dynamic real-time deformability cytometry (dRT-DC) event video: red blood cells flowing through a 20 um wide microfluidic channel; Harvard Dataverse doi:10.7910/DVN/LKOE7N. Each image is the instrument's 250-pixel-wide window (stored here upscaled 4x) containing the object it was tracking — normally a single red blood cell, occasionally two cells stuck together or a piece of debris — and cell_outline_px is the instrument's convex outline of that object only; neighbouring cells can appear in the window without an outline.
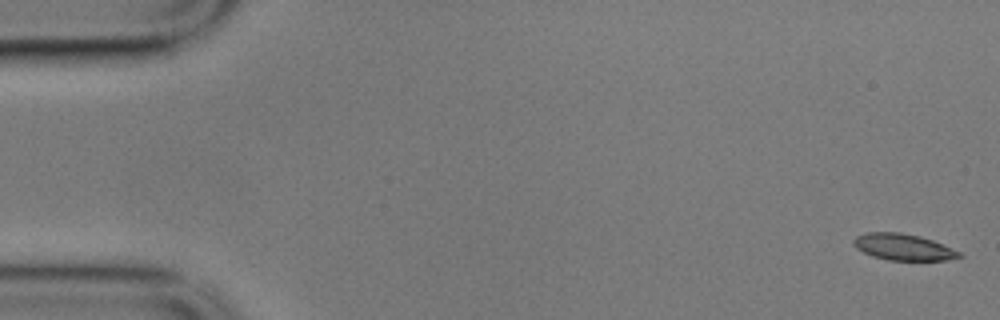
{"species": "common noctule bat (a hibernating species)", "species_latin": "Nyctalus noctula", "temperature_condition": "cold", "stored_images_in_passage": 7, "camera_frame_rate_fps": 3000, "um_per_image_px": 0.085, "animal": {"sex": "male", "body_mass_g": 17.9}, "frame": {"image": 1, "passage_image": 1, "time_ms": 0.0, "image_size_px": [1000, 320], "cell_outline_px": [[964, 256], [948, 260], [888, 260], [872, 256], [856, 248], [852, 244], [852, 240], [856, 236], [868, 232], [900, 232], [920, 236], [932, 240], [960, 252]], "centroid_in_image_um": [76.75, 21.0], "position_along_channel_um": 8.2, "area_um2": 16.24}}
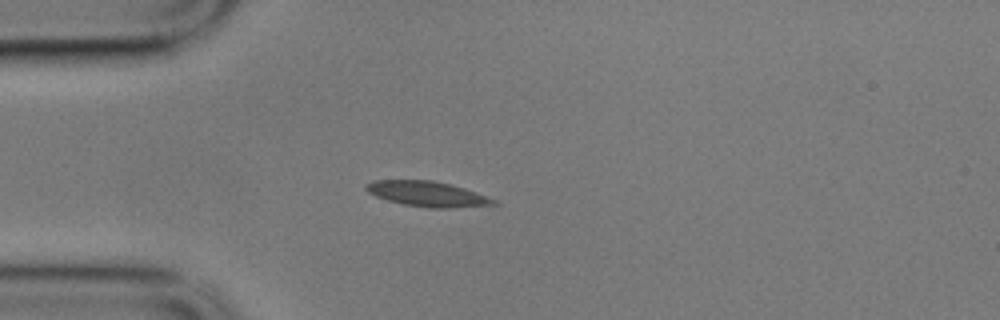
{"frame": {"image": 2, "passage_image": 5, "time_ms": 1.333, "image_size_px": [1000, 320], "cell_outline_px": [[500, 204], [452, 208], [428, 208], [400, 204], [376, 196], [368, 192], [364, 188], [364, 184], [372, 180], [432, 180], [464, 188], [476, 192], [496, 200]], "centroid_in_image_um": [36.29, 16.49], "position_along_channel_um": 48.7, "area_um2": 18.84}}